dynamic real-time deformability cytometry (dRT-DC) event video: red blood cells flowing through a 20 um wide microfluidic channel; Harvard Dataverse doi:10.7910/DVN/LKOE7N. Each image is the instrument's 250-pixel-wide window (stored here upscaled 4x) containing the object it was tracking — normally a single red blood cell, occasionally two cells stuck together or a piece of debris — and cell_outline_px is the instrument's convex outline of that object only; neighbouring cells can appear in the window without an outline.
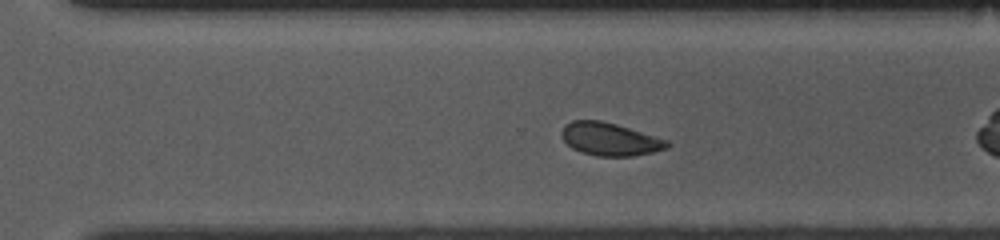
{"species": "common noctule bat (a hibernating species)", "species_latin": "Nyctalus noctula", "temperature_condition": "room temperature", "stored_images_in_passage": 38, "camera_frame_rate_fps": 3000, "um_per_image_px": 0.085, "animal": {"sex": "female", "body_mass_g": 10.0, "forearm_length_mm": 53.1}, "frame": {"image": 1, "passage_image": 22, "time_ms": 7.0, "image_size_px": [1000, 240], "cell_outline_px": [[672, 144], [668, 148], [652, 152], [632, 156], [596, 156], [580, 152], [572, 148], [560, 136], [560, 132], [564, 124], [572, 120], [600, 120], [616, 124], [668, 140]], "centroid_in_image_um": [51.81, 11.82], "position_along_channel_um": 318.8, "area_um2": 20.35}, "authors_computed_cell_mechanics": {"area_um2": 21.3571, "velocity_mm_per_s": 3.8245, "shape_relaxation_time_tau1_ms": 1.448, "shape_relaxation_time_tau2_ms": 1.3145, "deformation_change_tau1": 0.0649, "deformation_change_tau2": 0.0475}}